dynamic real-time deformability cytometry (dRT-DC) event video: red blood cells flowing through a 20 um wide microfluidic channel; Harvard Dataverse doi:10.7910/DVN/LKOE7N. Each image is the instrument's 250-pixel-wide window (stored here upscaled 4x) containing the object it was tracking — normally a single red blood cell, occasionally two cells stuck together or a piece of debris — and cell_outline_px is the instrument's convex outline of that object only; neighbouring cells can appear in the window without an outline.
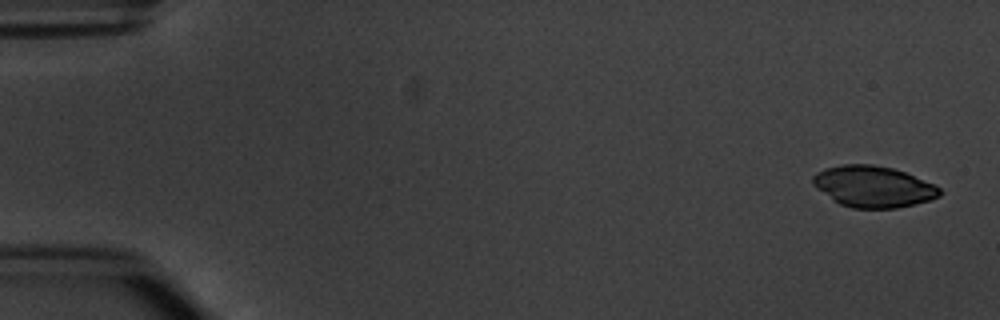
{"species": "common noctule bat (a hibernating species)", "species_latin": "Nyctalus noctula", "temperature_condition": "warm", "stored_images_in_passage": 4, "camera_frame_rate_fps": 3000, "um_per_image_px": 0.085, "animal": {"sex": "male", "body_mass_g": 20.1, "forearm_length_mm": 53.5}, "frame": {"image": 1, "passage_image": 1, "time_ms": 0.0, "image_size_px": [1000, 320], "cell_outline_px": [[944, 192], [940, 196], [916, 204], [896, 208], [852, 208], [840, 204], [832, 200], [816, 188], [812, 184], [812, 176], [816, 172], [824, 168], [840, 164], [872, 164], [892, 168], [904, 172], [932, 184], [940, 188]], "centroid_in_image_um": [74.18, 15.86], "position_along_channel_um": 10.8, "area_um2": 30.58}}